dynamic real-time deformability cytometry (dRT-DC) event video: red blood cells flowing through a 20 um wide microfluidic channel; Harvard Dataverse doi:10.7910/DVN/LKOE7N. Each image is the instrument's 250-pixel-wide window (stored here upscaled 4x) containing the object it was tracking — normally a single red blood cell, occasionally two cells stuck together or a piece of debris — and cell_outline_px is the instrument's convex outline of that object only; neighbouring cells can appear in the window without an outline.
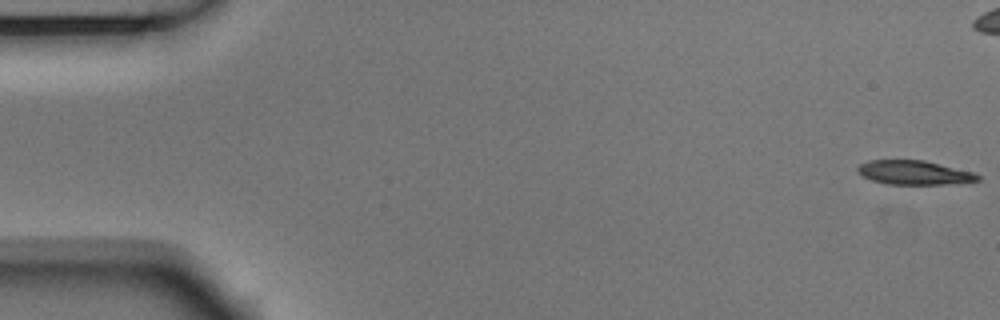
{"species": "Egyptian fruit bat (a non-hibernating species)", "species_latin": "Rousettus aegyptiacus", "temperature_condition": "room temperature", "stored_images_in_passage": 5, "camera_frame_rate_fps": 3000, "um_per_image_px": 0.085, "animal": {"sex": "male"}, "frame": {"image": 1, "passage_image": 1, "time_ms": 0.0, "image_size_px": [1000, 320], "cell_outline_px": [[980, 180], [972, 184], [888, 184], [872, 180], [864, 176], [856, 168], [860, 164], [868, 160], [924, 160], [976, 172], [980, 176]], "centroid_in_image_um": [77.84, 14.68], "position_along_channel_um": 7.2, "area_um2": 17.17}}